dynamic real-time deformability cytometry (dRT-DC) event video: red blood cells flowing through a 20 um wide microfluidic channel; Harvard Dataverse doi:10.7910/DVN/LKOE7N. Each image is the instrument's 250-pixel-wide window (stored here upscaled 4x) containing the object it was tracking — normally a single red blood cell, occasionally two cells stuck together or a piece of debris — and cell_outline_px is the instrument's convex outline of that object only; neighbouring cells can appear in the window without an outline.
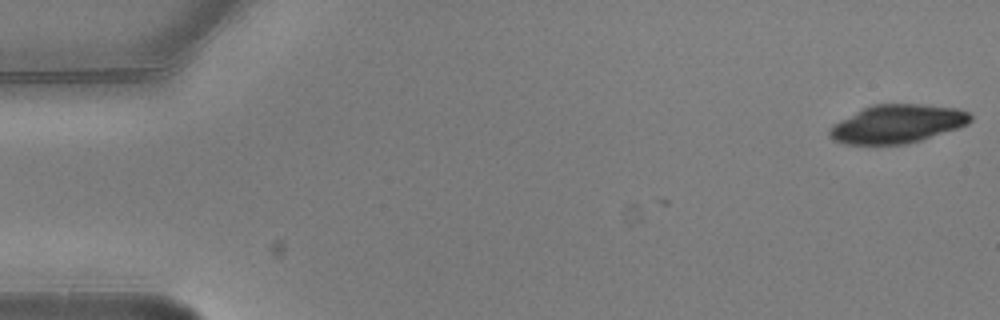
{"species": "common noctule bat (a hibernating species)", "species_latin": "Nyctalus noctula", "temperature_condition": "warm", "stored_images_in_passage": 4, "camera_frame_rate_fps": 3000, "um_per_image_px": 0.085, "animal": {"sex": "male", "body_mass_g": 20.5, "forearm_length_mm": 52.5}, "frame": {"image": 1, "passage_image": 1, "time_ms": 0.0, "image_size_px": [1000, 320], "cell_outline_px": [[972, 120], [968, 124], [920, 140], [904, 144], [844, 144], [832, 140], [828, 136], [828, 132], [832, 124], [872, 104], [924, 104], [956, 108], [968, 112], [972, 116]], "centroid_in_image_um": [76.24, 10.53], "position_along_channel_um": 8.8, "area_um2": 31.39}}